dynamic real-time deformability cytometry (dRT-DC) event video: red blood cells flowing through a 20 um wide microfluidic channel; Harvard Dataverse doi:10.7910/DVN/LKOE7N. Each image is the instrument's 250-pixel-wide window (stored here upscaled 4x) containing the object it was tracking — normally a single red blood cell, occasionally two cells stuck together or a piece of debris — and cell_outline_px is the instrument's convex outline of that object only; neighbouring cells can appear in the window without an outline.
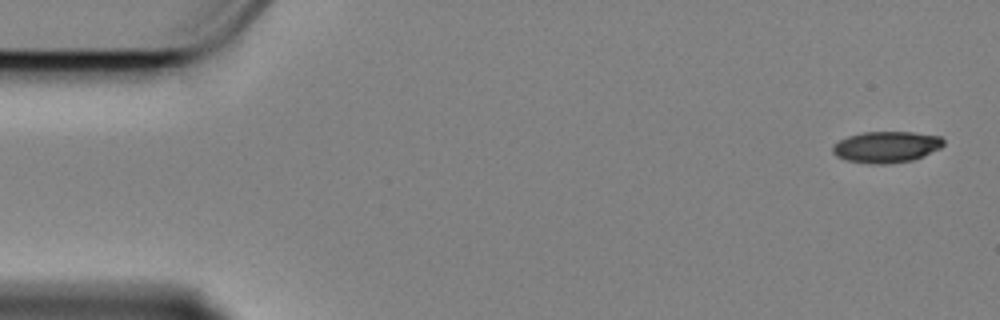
{"species": "Egyptian fruit bat (a non-hibernating species)", "species_latin": "Rousettus aegyptiacus", "temperature_condition": "cold", "stored_images_in_passage": 15, "camera_frame_rate_fps": 3000, "um_per_image_px": 0.085, "animal": {"sex": "female"}, "frame": {"image": 1, "passage_image": 1, "time_ms": 0.0, "image_size_px": [1000, 320], "cell_outline_px": [[944, 144], [940, 148], [912, 160], [888, 164], [876, 164], [848, 160], [836, 156], [832, 152], [832, 144], [848, 136], [864, 132], [912, 132], [940, 136], [944, 140]], "centroid_in_image_um": [75.32, 12.48], "position_along_channel_um": 9.7, "area_um2": 20.06}}
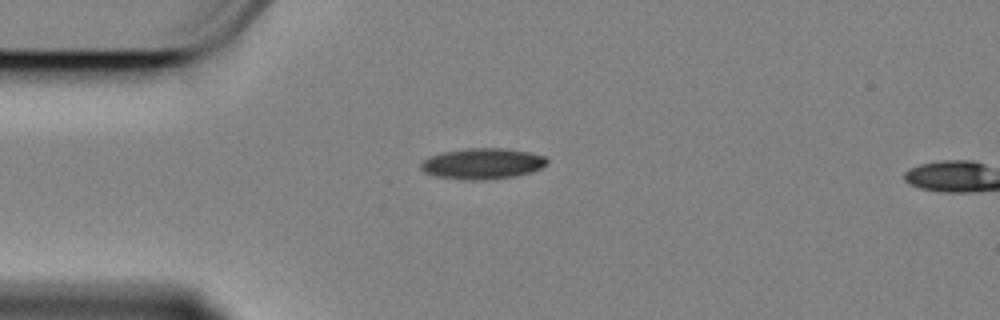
{"frame": {"image": 2, "passage_image": 13, "time_ms": 4.0, "image_size_px": [1000, 320], "cell_outline_px": [[548, 164], [532, 172], [516, 176], [484, 180], [472, 180], [436, 176], [424, 172], [420, 168], [420, 164], [428, 156], [444, 152], [464, 148], [504, 148], [528, 152], [544, 156], [548, 160]], "centroid_in_image_um": [41.01, 13.9], "position_along_channel_um": 44.0, "area_um2": 22.72}}